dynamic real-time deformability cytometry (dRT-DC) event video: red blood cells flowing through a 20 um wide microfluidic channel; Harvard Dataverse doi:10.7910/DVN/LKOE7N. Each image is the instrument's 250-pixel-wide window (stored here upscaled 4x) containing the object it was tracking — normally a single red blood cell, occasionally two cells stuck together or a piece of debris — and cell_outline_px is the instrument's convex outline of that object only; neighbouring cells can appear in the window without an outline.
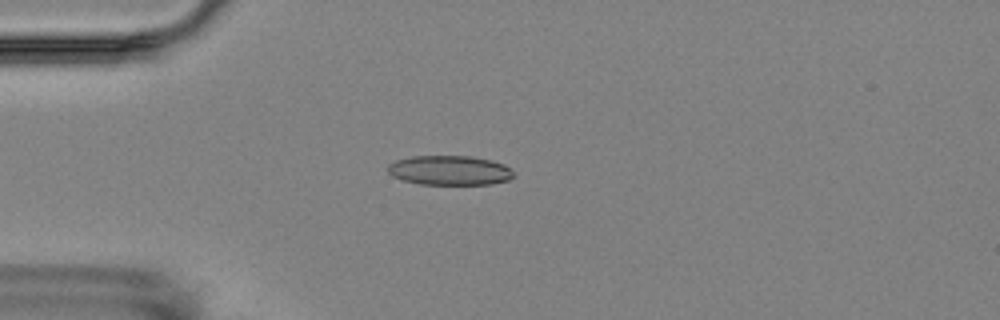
{"species": "Egyptian fruit bat (a non-hibernating species)", "species_latin": "Rousettus aegyptiacus", "temperature_condition": "room temperature", "stored_images_in_passage": 15, "camera_frame_rate_fps": 3000, "um_per_image_px": 0.085, "animal": {"sex": "female"}, "frame": {"image": 1, "passage_image": 4, "time_ms": 3.667, "image_size_px": [1000, 320], "cell_outline_px": [[516, 176], [508, 180], [492, 184], [420, 184], [404, 180], [392, 176], [388, 172], [388, 164], [396, 160], [412, 156], [472, 156], [492, 160], [504, 164]], "centroid_in_image_um": [38.23, 14.47], "position_along_channel_um": 46.8, "area_um2": 21.68}}
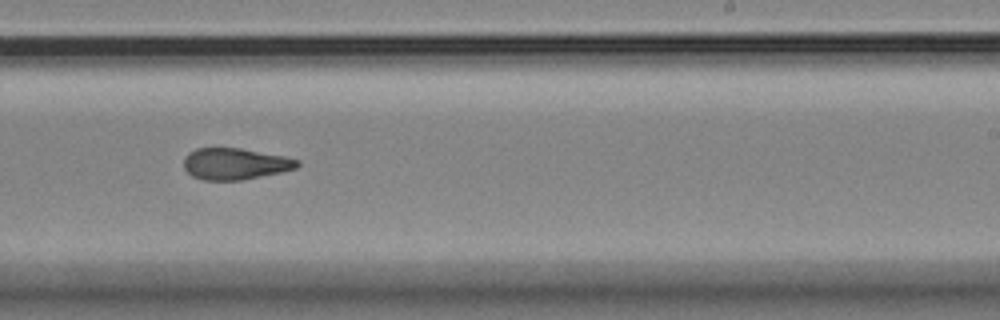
{"frame": {"image": 2, "passage_image": 10, "time_ms": 10.333, "image_size_px": [1000, 320], "cell_outline_px": [[300, 164], [296, 168], [280, 172], [240, 180], [204, 180], [192, 176], [184, 168], [184, 156], [188, 152], [196, 148], [240, 148], [284, 156], [300, 160]], "centroid_in_image_um": [19.96, 13.92], "position_along_channel_um": 269.0, "area_um2": 20.75}}
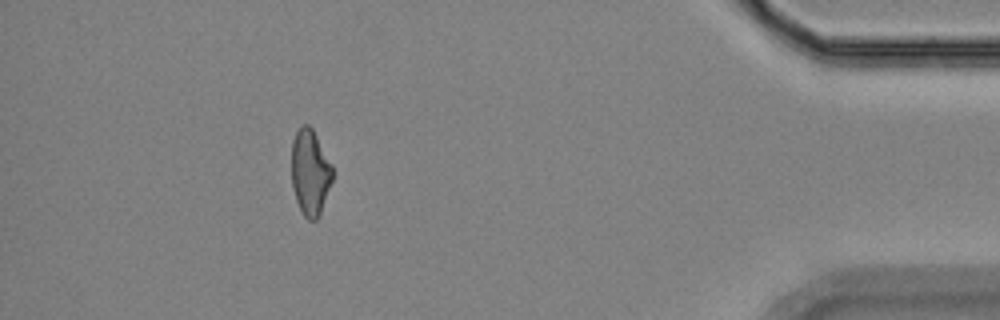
{"frame": {"image": 3, "passage_image": 14, "time_ms": 15.667, "image_size_px": [1000, 320], "cell_outline_px": [[332, 180], [320, 216], [316, 220], [308, 220], [304, 216], [296, 200], [292, 188], [292, 140], [296, 132], [304, 124], [308, 124], [312, 128], [332, 164]], "centroid_in_image_um": [26.36, 14.67], "position_along_channel_um": 408.8, "area_um2": 20.46}, "authors_computed_cell_mechanics": {"area_um2": 21.386, "velocity_mm_per_s": 3.5658, "shape_relaxation_time_tau1_ms": 9.8959, "shape_relaxation_time_tau2_ms": 2.4773, "deformation_change_tau1": 0.1763, "deformation_change_tau2": 0.0878}}